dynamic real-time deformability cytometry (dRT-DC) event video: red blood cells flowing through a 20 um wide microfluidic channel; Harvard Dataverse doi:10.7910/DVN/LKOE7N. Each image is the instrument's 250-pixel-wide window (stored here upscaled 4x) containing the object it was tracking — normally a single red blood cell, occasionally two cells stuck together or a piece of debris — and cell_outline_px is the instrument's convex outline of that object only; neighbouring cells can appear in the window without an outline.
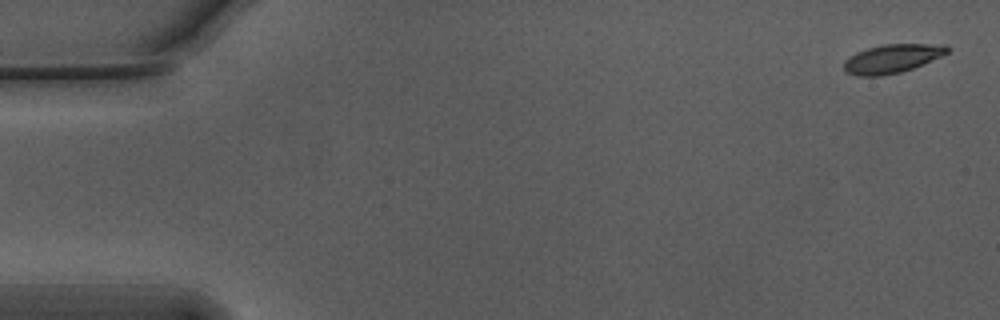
{"species": "Egyptian fruit bat (a non-hibernating species)", "species_latin": "Rousettus aegyptiacus", "temperature_condition": "warm", "stored_images_in_passage": 56, "camera_frame_rate_fps": 3000, "um_per_image_px": 0.085, "animal": {"sex": "male"}, "frame": {"image": 1, "passage_image": 1, "time_ms": 0.0, "image_size_px": [1000, 320], "cell_outline_px": [[952, 48], [948, 52], [940, 56], [912, 68], [900, 72], [880, 76], [856, 76], [844, 72], [844, 60], [848, 56], [856, 52], [868, 48], [884, 44], [944, 44]], "centroid_in_image_um": [75.79, 4.98], "position_along_channel_um": 9.2, "area_um2": 17.28}}
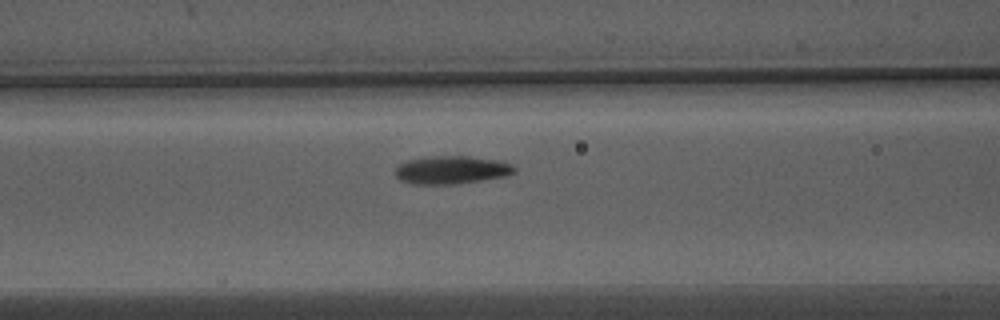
{"frame": {"image": 2, "passage_image": 22, "time_ms": 7.0, "image_size_px": [1000, 320], "cell_outline_px": [[516, 172], [504, 176], [480, 180], [452, 184], [412, 184], [400, 180], [396, 176], [396, 168], [400, 164], [408, 160], [432, 156], [468, 156], [496, 160], [512, 164], [516, 168]], "centroid_in_image_um": [38.38, 14.44], "position_along_channel_um": 128.2, "area_um2": 19.25}}
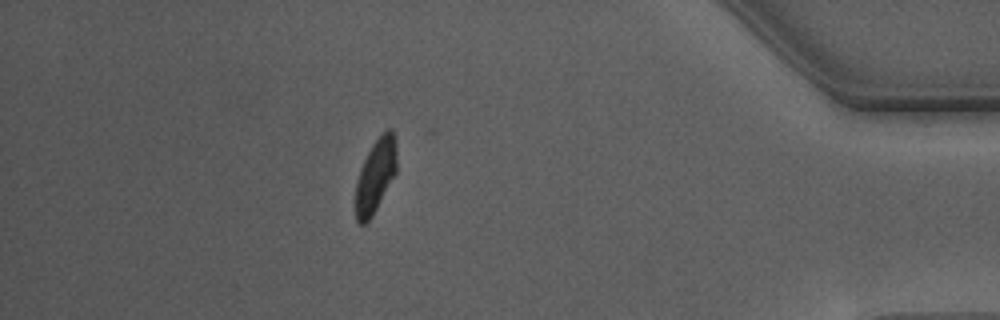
{"frame": {"image": 3, "passage_image": 48, "time_ms": 15.667, "image_size_px": [1000, 320], "cell_outline_px": [[396, 172], [372, 216], [364, 224], [360, 224], [356, 220], [356, 180], [360, 168], [372, 144], [380, 132], [388, 128], [392, 128], [396, 140]], "centroid_in_image_um": [31.92, 14.86], "position_along_channel_um": 403.3, "area_um2": 17.63}, "authors_computed_cell_mechanics": {"area_um2": 18.3515, "velocity_mm_per_s": 3.735, "shape_relaxation_time_tau1_ms": 2.704, "shape_relaxation_time_tau2_ms": 2.0028, "deformation_change_tau1": 0.1413, "deformation_change_tau2": 0.0738}}